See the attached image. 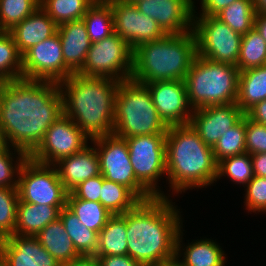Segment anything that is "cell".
Wrapping results in <instances>:
<instances>
[{"label":"cell","mask_w":266,"mask_h":266,"mask_svg":"<svg viewBox=\"0 0 266 266\" xmlns=\"http://www.w3.org/2000/svg\"><path fill=\"white\" fill-rule=\"evenodd\" d=\"M40 6V0H0V31L9 32Z\"/></svg>","instance_id":"37"},{"label":"cell","mask_w":266,"mask_h":266,"mask_svg":"<svg viewBox=\"0 0 266 266\" xmlns=\"http://www.w3.org/2000/svg\"><path fill=\"white\" fill-rule=\"evenodd\" d=\"M35 237L60 263L70 262L81 257L60 218L46 225Z\"/></svg>","instance_id":"25"},{"label":"cell","mask_w":266,"mask_h":266,"mask_svg":"<svg viewBox=\"0 0 266 266\" xmlns=\"http://www.w3.org/2000/svg\"><path fill=\"white\" fill-rule=\"evenodd\" d=\"M164 266H177L175 263L164 265Z\"/></svg>","instance_id":"54"},{"label":"cell","mask_w":266,"mask_h":266,"mask_svg":"<svg viewBox=\"0 0 266 266\" xmlns=\"http://www.w3.org/2000/svg\"><path fill=\"white\" fill-rule=\"evenodd\" d=\"M126 212L112 215L98 233L95 256L127 255Z\"/></svg>","instance_id":"26"},{"label":"cell","mask_w":266,"mask_h":266,"mask_svg":"<svg viewBox=\"0 0 266 266\" xmlns=\"http://www.w3.org/2000/svg\"><path fill=\"white\" fill-rule=\"evenodd\" d=\"M173 204L168 197H153L126 212L127 254L143 266L175 263L183 221Z\"/></svg>","instance_id":"2"},{"label":"cell","mask_w":266,"mask_h":266,"mask_svg":"<svg viewBox=\"0 0 266 266\" xmlns=\"http://www.w3.org/2000/svg\"><path fill=\"white\" fill-rule=\"evenodd\" d=\"M0 266H8L6 262L0 256Z\"/></svg>","instance_id":"52"},{"label":"cell","mask_w":266,"mask_h":266,"mask_svg":"<svg viewBox=\"0 0 266 266\" xmlns=\"http://www.w3.org/2000/svg\"><path fill=\"white\" fill-rule=\"evenodd\" d=\"M82 19L91 43L102 41L115 33L111 5L106 0H96Z\"/></svg>","instance_id":"29"},{"label":"cell","mask_w":266,"mask_h":266,"mask_svg":"<svg viewBox=\"0 0 266 266\" xmlns=\"http://www.w3.org/2000/svg\"><path fill=\"white\" fill-rule=\"evenodd\" d=\"M246 114L229 131L221 136L213 147V154L218 164L223 159L240 155L246 152Z\"/></svg>","instance_id":"36"},{"label":"cell","mask_w":266,"mask_h":266,"mask_svg":"<svg viewBox=\"0 0 266 266\" xmlns=\"http://www.w3.org/2000/svg\"><path fill=\"white\" fill-rule=\"evenodd\" d=\"M66 206L83 225L97 233L100 232L112 216L100 202L76 198L71 192L68 193Z\"/></svg>","instance_id":"30"},{"label":"cell","mask_w":266,"mask_h":266,"mask_svg":"<svg viewBox=\"0 0 266 266\" xmlns=\"http://www.w3.org/2000/svg\"><path fill=\"white\" fill-rule=\"evenodd\" d=\"M253 174L266 177V153L251 154Z\"/></svg>","instance_id":"47"},{"label":"cell","mask_w":266,"mask_h":266,"mask_svg":"<svg viewBox=\"0 0 266 266\" xmlns=\"http://www.w3.org/2000/svg\"><path fill=\"white\" fill-rule=\"evenodd\" d=\"M137 9L154 19L166 34L193 31V0H138Z\"/></svg>","instance_id":"17"},{"label":"cell","mask_w":266,"mask_h":266,"mask_svg":"<svg viewBox=\"0 0 266 266\" xmlns=\"http://www.w3.org/2000/svg\"><path fill=\"white\" fill-rule=\"evenodd\" d=\"M223 176L244 187L254 177L251 155L245 152L220 161L216 181Z\"/></svg>","instance_id":"38"},{"label":"cell","mask_w":266,"mask_h":266,"mask_svg":"<svg viewBox=\"0 0 266 266\" xmlns=\"http://www.w3.org/2000/svg\"><path fill=\"white\" fill-rule=\"evenodd\" d=\"M245 187L244 203L248 212H266V177L254 175Z\"/></svg>","instance_id":"41"},{"label":"cell","mask_w":266,"mask_h":266,"mask_svg":"<svg viewBox=\"0 0 266 266\" xmlns=\"http://www.w3.org/2000/svg\"><path fill=\"white\" fill-rule=\"evenodd\" d=\"M106 1L111 5L115 33L125 40L132 50L143 43L156 41L166 35L159 24L142 14L134 3L122 0Z\"/></svg>","instance_id":"15"},{"label":"cell","mask_w":266,"mask_h":266,"mask_svg":"<svg viewBox=\"0 0 266 266\" xmlns=\"http://www.w3.org/2000/svg\"><path fill=\"white\" fill-rule=\"evenodd\" d=\"M246 153H266V125L254 122L246 115Z\"/></svg>","instance_id":"42"},{"label":"cell","mask_w":266,"mask_h":266,"mask_svg":"<svg viewBox=\"0 0 266 266\" xmlns=\"http://www.w3.org/2000/svg\"><path fill=\"white\" fill-rule=\"evenodd\" d=\"M253 7L256 14H266V0H253Z\"/></svg>","instance_id":"50"},{"label":"cell","mask_w":266,"mask_h":266,"mask_svg":"<svg viewBox=\"0 0 266 266\" xmlns=\"http://www.w3.org/2000/svg\"><path fill=\"white\" fill-rule=\"evenodd\" d=\"M59 218L77 252L81 256H95L98 249V233L83 225L67 206L61 209Z\"/></svg>","instance_id":"28"},{"label":"cell","mask_w":266,"mask_h":266,"mask_svg":"<svg viewBox=\"0 0 266 266\" xmlns=\"http://www.w3.org/2000/svg\"><path fill=\"white\" fill-rule=\"evenodd\" d=\"M141 200L126 186L103 177L100 203L112 214H124Z\"/></svg>","instance_id":"31"},{"label":"cell","mask_w":266,"mask_h":266,"mask_svg":"<svg viewBox=\"0 0 266 266\" xmlns=\"http://www.w3.org/2000/svg\"><path fill=\"white\" fill-rule=\"evenodd\" d=\"M57 27L58 25L39 6L9 32L15 40L19 53L23 55L32 46L53 36L57 32Z\"/></svg>","instance_id":"22"},{"label":"cell","mask_w":266,"mask_h":266,"mask_svg":"<svg viewBox=\"0 0 266 266\" xmlns=\"http://www.w3.org/2000/svg\"><path fill=\"white\" fill-rule=\"evenodd\" d=\"M22 71L23 79L58 84L73 74L65 66L58 32L22 55Z\"/></svg>","instance_id":"14"},{"label":"cell","mask_w":266,"mask_h":266,"mask_svg":"<svg viewBox=\"0 0 266 266\" xmlns=\"http://www.w3.org/2000/svg\"><path fill=\"white\" fill-rule=\"evenodd\" d=\"M182 234V229H180L176 240L175 264L177 266H225L226 254L216 240L197 239L188 243L182 250ZM181 256H183L182 259H180Z\"/></svg>","instance_id":"23"},{"label":"cell","mask_w":266,"mask_h":266,"mask_svg":"<svg viewBox=\"0 0 266 266\" xmlns=\"http://www.w3.org/2000/svg\"><path fill=\"white\" fill-rule=\"evenodd\" d=\"M122 1H124V2H128V3H134V2H136V1H138V0H122Z\"/></svg>","instance_id":"53"},{"label":"cell","mask_w":266,"mask_h":266,"mask_svg":"<svg viewBox=\"0 0 266 266\" xmlns=\"http://www.w3.org/2000/svg\"><path fill=\"white\" fill-rule=\"evenodd\" d=\"M103 176L100 174L96 177L87 179L74 188L71 193L79 199L92 202H100Z\"/></svg>","instance_id":"43"},{"label":"cell","mask_w":266,"mask_h":266,"mask_svg":"<svg viewBox=\"0 0 266 266\" xmlns=\"http://www.w3.org/2000/svg\"><path fill=\"white\" fill-rule=\"evenodd\" d=\"M239 74L236 65L197 55L184 80L190 107L195 110L236 102Z\"/></svg>","instance_id":"7"},{"label":"cell","mask_w":266,"mask_h":266,"mask_svg":"<svg viewBox=\"0 0 266 266\" xmlns=\"http://www.w3.org/2000/svg\"><path fill=\"white\" fill-rule=\"evenodd\" d=\"M169 126L159 116L145 84L132 79L119 82L115 100L114 131L117 137L166 134Z\"/></svg>","instance_id":"6"},{"label":"cell","mask_w":266,"mask_h":266,"mask_svg":"<svg viewBox=\"0 0 266 266\" xmlns=\"http://www.w3.org/2000/svg\"><path fill=\"white\" fill-rule=\"evenodd\" d=\"M18 201L17 187H0V240L15 234Z\"/></svg>","instance_id":"40"},{"label":"cell","mask_w":266,"mask_h":266,"mask_svg":"<svg viewBox=\"0 0 266 266\" xmlns=\"http://www.w3.org/2000/svg\"><path fill=\"white\" fill-rule=\"evenodd\" d=\"M54 166L68 192L83 181L100 175L99 156L95 147L90 145L74 155L60 159Z\"/></svg>","instance_id":"20"},{"label":"cell","mask_w":266,"mask_h":266,"mask_svg":"<svg viewBox=\"0 0 266 266\" xmlns=\"http://www.w3.org/2000/svg\"><path fill=\"white\" fill-rule=\"evenodd\" d=\"M17 190L22 202L50 206H66L69 193L54 165L42 164L30 157L20 169Z\"/></svg>","instance_id":"11"},{"label":"cell","mask_w":266,"mask_h":266,"mask_svg":"<svg viewBox=\"0 0 266 266\" xmlns=\"http://www.w3.org/2000/svg\"><path fill=\"white\" fill-rule=\"evenodd\" d=\"M62 44L65 66L73 73H78L90 49L91 42L83 19L65 22L57 27Z\"/></svg>","instance_id":"21"},{"label":"cell","mask_w":266,"mask_h":266,"mask_svg":"<svg viewBox=\"0 0 266 266\" xmlns=\"http://www.w3.org/2000/svg\"><path fill=\"white\" fill-rule=\"evenodd\" d=\"M266 62V41L261 37L255 27L242 35L240 55L237 61L238 70L264 66Z\"/></svg>","instance_id":"34"},{"label":"cell","mask_w":266,"mask_h":266,"mask_svg":"<svg viewBox=\"0 0 266 266\" xmlns=\"http://www.w3.org/2000/svg\"><path fill=\"white\" fill-rule=\"evenodd\" d=\"M133 50L117 33L102 41L91 43L84 65L78 74L87 77L130 79Z\"/></svg>","instance_id":"8"},{"label":"cell","mask_w":266,"mask_h":266,"mask_svg":"<svg viewBox=\"0 0 266 266\" xmlns=\"http://www.w3.org/2000/svg\"><path fill=\"white\" fill-rule=\"evenodd\" d=\"M136 179L154 196L169 197L158 187L166 175V134L125 138Z\"/></svg>","instance_id":"9"},{"label":"cell","mask_w":266,"mask_h":266,"mask_svg":"<svg viewBox=\"0 0 266 266\" xmlns=\"http://www.w3.org/2000/svg\"><path fill=\"white\" fill-rule=\"evenodd\" d=\"M66 206H50L18 201L15 234L35 237L46 225L59 218Z\"/></svg>","instance_id":"24"},{"label":"cell","mask_w":266,"mask_h":266,"mask_svg":"<svg viewBox=\"0 0 266 266\" xmlns=\"http://www.w3.org/2000/svg\"><path fill=\"white\" fill-rule=\"evenodd\" d=\"M255 15L253 0H237L215 17L229 25L235 32L244 35L254 27Z\"/></svg>","instance_id":"35"},{"label":"cell","mask_w":266,"mask_h":266,"mask_svg":"<svg viewBox=\"0 0 266 266\" xmlns=\"http://www.w3.org/2000/svg\"><path fill=\"white\" fill-rule=\"evenodd\" d=\"M89 137L64 113L46 130L45 136L29 157L39 163L54 165L60 159L82 151Z\"/></svg>","instance_id":"13"},{"label":"cell","mask_w":266,"mask_h":266,"mask_svg":"<svg viewBox=\"0 0 266 266\" xmlns=\"http://www.w3.org/2000/svg\"><path fill=\"white\" fill-rule=\"evenodd\" d=\"M59 266H99L95 256H81L70 262L60 263Z\"/></svg>","instance_id":"48"},{"label":"cell","mask_w":266,"mask_h":266,"mask_svg":"<svg viewBox=\"0 0 266 266\" xmlns=\"http://www.w3.org/2000/svg\"><path fill=\"white\" fill-rule=\"evenodd\" d=\"M195 13L194 5L193 32L197 55L214 62L237 65L242 35L215 16H198Z\"/></svg>","instance_id":"10"},{"label":"cell","mask_w":266,"mask_h":266,"mask_svg":"<svg viewBox=\"0 0 266 266\" xmlns=\"http://www.w3.org/2000/svg\"><path fill=\"white\" fill-rule=\"evenodd\" d=\"M200 16H216L225 7L231 5L237 0H200Z\"/></svg>","instance_id":"45"},{"label":"cell","mask_w":266,"mask_h":266,"mask_svg":"<svg viewBox=\"0 0 266 266\" xmlns=\"http://www.w3.org/2000/svg\"><path fill=\"white\" fill-rule=\"evenodd\" d=\"M96 0H40V7L57 24L80 20Z\"/></svg>","instance_id":"33"},{"label":"cell","mask_w":266,"mask_h":266,"mask_svg":"<svg viewBox=\"0 0 266 266\" xmlns=\"http://www.w3.org/2000/svg\"><path fill=\"white\" fill-rule=\"evenodd\" d=\"M266 99V66L241 71L237 105L246 113L256 103Z\"/></svg>","instance_id":"27"},{"label":"cell","mask_w":266,"mask_h":266,"mask_svg":"<svg viewBox=\"0 0 266 266\" xmlns=\"http://www.w3.org/2000/svg\"><path fill=\"white\" fill-rule=\"evenodd\" d=\"M23 78L22 55L10 32L0 31V83Z\"/></svg>","instance_id":"32"},{"label":"cell","mask_w":266,"mask_h":266,"mask_svg":"<svg viewBox=\"0 0 266 266\" xmlns=\"http://www.w3.org/2000/svg\"><path fill=\"white\" fill-rule=\"evenodd\" d=\"M15 156L16 161L13 160ZM28 157L26 152L15 147L6 145L0 149V187H17L20 169Z\"/></svg>","instance_id":"39"},{"label":"cell","mask_w":266,"mask_h":266,"mask_svg":"<svg viewBox=\"0 0 266 266\" xmlns=\"http://www.w3.org/2000/svg\"><path fill=\"white\" fill-rule=\"evenodd\" d=\"M217 165L213 148L203 142L190 124L169 126L166 132V181L169 180L174 194L215 183Z\"/></svg>","instance_id":"4"},{"label":"cell","mask_w":266,"mask_h":266,"mask_svg":"<svg viewBox=\"0 0 266 266\" xmlns=\"http://www.w3.org/2000/svg\"><path fill=\"white\" fill-rule=\"evenodd\" d=\"M119 81L87 77L78 73L59 83L63 113L90 140L108 136L114 131L115 100Z\"/></svg>","instance_id":"3"},{"label":"cell","mask_w":266,"mask_h":266,"mask_svg":"<svg viewBox=\"0 0 266 266\" xmlns=\"http://www.w3.org/2000/svg\"><path fill=\"white\" fill-rule=\"evenodd\" d=\"M99 156L100 174L107 180L129 188L141 201L154 196L136 179L130 162L125 139L115 136H101L90 140Z\"/></svg>","instance_id":"12"},{"label":"cell","mask_w":266,"mask_h":266,"mask_svg":"<svg viewBox=\"0 0 266 266\" xmlns=\"http://www.w3.org/2000/svg\"><path fill=\"white\" fill-rule=\"evenodd\" d=\"M245 114L254 122L266 125V99L256 103Z\"/></svg>","instance_id":"46"},{"label":"cell","mask_w":266,"mask_h":266,"mask_svg":"<svg viewBox=\"0 0 266 266\" xmlns=\"http://www.w3.org/2000/svg\"><path fill=\"white\" fill-rule=\"evenodd\" d=\"M6 146V143L4 141V138H3V135H2V132H1V128H0V149L2 147Z\"/></svg>","instance_id":"51"},{"label":"cell","mask_w":266,"mask_h":266,"mask_svg":"<svg viewBox=\"0 0 266 266\" xmlns=\"http://www.w3.org/2000/svg\"><path fill=\"white\" fill-rule=\"evenodd\" d=\"M196 57L197 43L193 31L166 34L133 50L130 79L142 84L184 81Z\"/></svg>","instance_id":"5"},{"label":"cell","mask_w":266,"mask_h":266,"mask_svg":"<svg viewBox=\"0 0 266 266\" xmlns=\"http://www.w3.org/2000/svg\"><path fill=\"white\" fill-rule=\"evenodd\" d=\"M99 266H143L127 255L95 256Z\"/></svg>","instance_id":"44"},{"label":"cell","mask_w":266,"mask_h":266,"mask_svg":"<svg viewBox=\"0 0 266 266\" xmlns=\"http://www.w3.org/2000/svg\"><path fill=\"white\" fill-rule=\"evenodd\" d=\"M254 27L259 32L261 37L266 41V14H256Z\"/></svg>","instance_id":"49"},{"label":"cell","mask_w":266,"mask_h":266,"mask_svg":"<svg viewBox=\"0 0 266 266\" xmlns=\"http://www.w3.org/2000/svg\"><path fill=\"white\" fill-rule=\"evenodd\" d=\"M145 85L159 116L168 126L190 123L193 109L188 102L185 81H157Z\"/></svg>","instance_id":"16"},{"label":"cell","mask_w":266,"mask_h":266,"mask_svg":"<svg viewBox=\"0 0 266 266\" xmlns=\"http://www.w3.org/2000/svg\"><path fill=\"white\" fill-rule=\"evenodd\" d=\"M244 115L236 102L212 105L193 110L189 124L203 142L213 148L219 138L235 126Z\"/></svg>","instance_id":"18"},{"label":"cell","mask_w":266,"mask_h":266,"mask_svg":"<svg viewBox=\"0 0 266 266\" xmlns=\"http://www.w3.org/2000/svg\"><path fill=\"white\" fill-rule=\"evenodd\" d=\"M0 256L8 266H59L33 236L10 235L0 240Z\"/></svg>","instance_id":"19"},{"label":"cell","mask_w":266,"mask_h":266,"mask_svg":"<svg viewBox=\"0 0 266 266\" xmlns=\"http://www.w3.org/2000/svg\"><path fill=\"white\" fill-rule=\"evenodd\" d=\"M62 114L58 83L23 78L0 83V128L6 145L30 155Z\"/></svg>","instance_id":"1"}]
</instances>
